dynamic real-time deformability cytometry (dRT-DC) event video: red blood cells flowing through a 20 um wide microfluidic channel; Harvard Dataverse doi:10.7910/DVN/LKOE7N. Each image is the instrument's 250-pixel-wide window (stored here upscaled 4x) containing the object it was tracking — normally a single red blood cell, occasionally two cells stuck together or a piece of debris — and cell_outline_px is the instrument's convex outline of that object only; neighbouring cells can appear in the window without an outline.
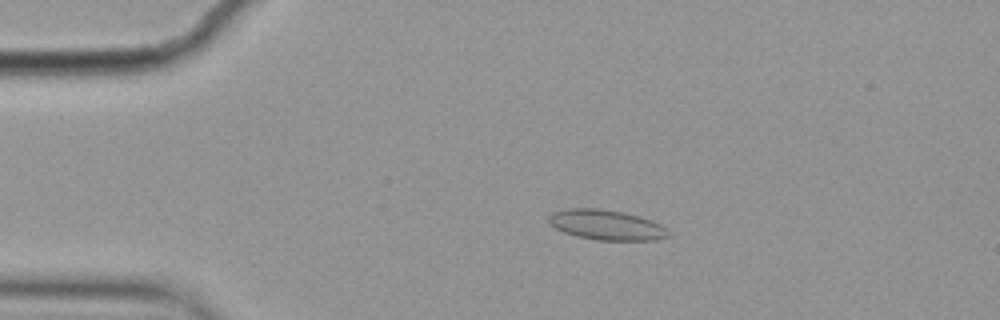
{"species": "common noctule bat (a hibernating species)", "species_latin": "Nyctalus noctula", "temperature_condition": "cold", "stored_images_in_passage": 14, "camera_frame_rate_fps": 3000, "um_per_image_px": 0.085, "animal": {"sex": "female", "body_mass_g": 19.9}, "frame": {"image": 1, "passage_image": 3, "time_ms": 0.667, "image_size_px": [1000, 320], "cell_outline_px": [[672, 236], [656, 240], [596, 240], [576, 236], [564, 232], [556, 228], [548, 220], [548, 216], [552, 212], [568, 208], [596, 208], [620, 212], [640, 216], [652, 220], [668, 228]], "centroid_in_image_um": [51.59, 19.12], "position_along_channel_um": 33.4, "area_um2": 21.1}}
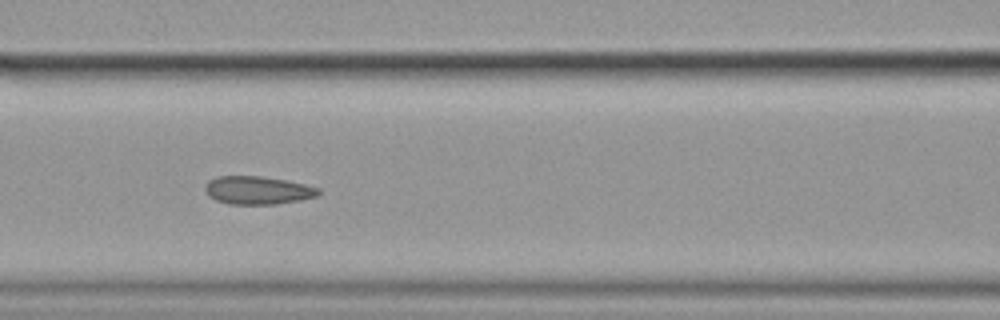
{"frame": {"image": 2, "passage_image": 6, "time_ms": 1.667, "image_size_px": [1000, 320], "cell_outline_px": [[320, 192], [316, 196], [300, 200], [276, 204], [228, 204], [216, 200], [208, 196], [204, 188], [204, 184], [208, 180], [216, 176], [260, 176], [284, 180], [304, 184], [320, 188]], "centroid_in_image_um": [21.85, 16.17], "position_along_channel_um": 144.7, "area_um2": 18.61}}
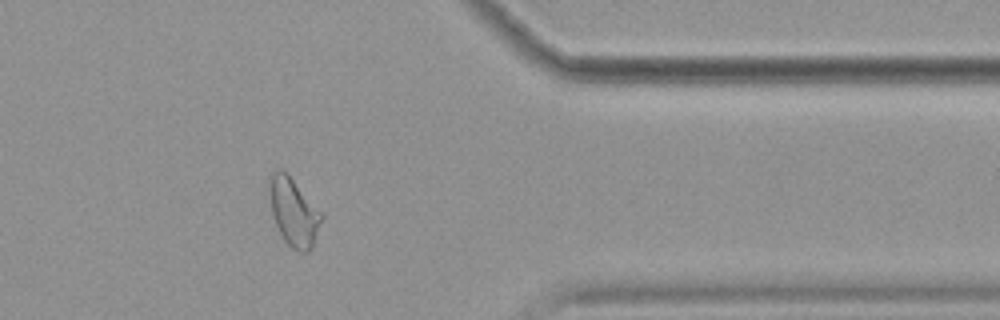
{"frame": {"image": 3, "passage_image": 12, "time_ms": 3.667, "image_size_px": [1000, 320], "cell_outline_px": [[324, 216], [312, 248], [308, 252], [300, 252], [292, 248], [284, 240], [272, 216], [268, 188], [268, 176], [276, 168], [280, 168], [288, 172]], "centroid_in_image_um": [24.94, 17.97], "position_along_channel_um": 386.5, "area_um2": 20.98}}